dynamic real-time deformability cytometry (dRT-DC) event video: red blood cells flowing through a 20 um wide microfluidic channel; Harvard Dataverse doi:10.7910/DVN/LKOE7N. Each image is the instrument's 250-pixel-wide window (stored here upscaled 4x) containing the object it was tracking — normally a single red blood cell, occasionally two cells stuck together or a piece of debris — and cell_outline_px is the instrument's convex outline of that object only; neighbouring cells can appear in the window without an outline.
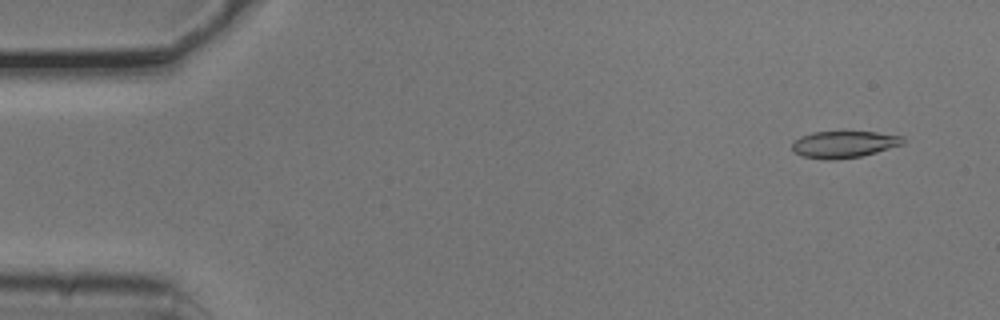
{"species": "common noctule bat (a hibernating species)", "species_latin": "Nyctalus noctula", "temperature_condition": "cold", "stored_images_in_passage": 6, "segment_of_instrument_passage": [1, 2], "camera_frame_rate_fps": 3000, "um_per_image_px": 0.085, "animal": {"sex": "male", "body_mass_g": 20.5, "forearm_length_mm": 52.5}, "frame": {"image": 1, "passage_image": 2, "time_ms": 0.333, "image_size_px": [1000, 320], "cell_outline_px": [[904, 144], [876, 152], [860, 156], [828, 160], [804, 156], [796, 152], [792, 148], [792, 140], [800, 136], [812, 132], [876, 132], [904, 136]], "centroid_in_image_um": [71.74, 12.25], "position_along_channel_um": 13.3, "area_um2": 17.17}}
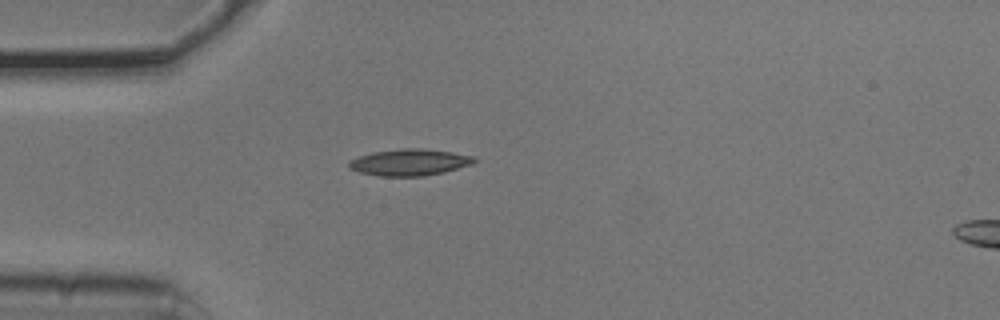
{"frame": {"image": 2, "passage_image": 5, "time_ms": 1.333, "image_size_px": [1000, 320], "cell_outline_px": [[476, 160], [472, 164], [444, 172], [424, 176], [380, 176], [360, 172], [348, 168], [348, 164], [352, 160], [360, 156], [372, 152], [400, 148], [420, 148], [452, 152], [476, 156]], "centroid_in_image_um": [34.84, 13.79], "position_along_channel_um": 50.2, "area_um2": 19.36}}